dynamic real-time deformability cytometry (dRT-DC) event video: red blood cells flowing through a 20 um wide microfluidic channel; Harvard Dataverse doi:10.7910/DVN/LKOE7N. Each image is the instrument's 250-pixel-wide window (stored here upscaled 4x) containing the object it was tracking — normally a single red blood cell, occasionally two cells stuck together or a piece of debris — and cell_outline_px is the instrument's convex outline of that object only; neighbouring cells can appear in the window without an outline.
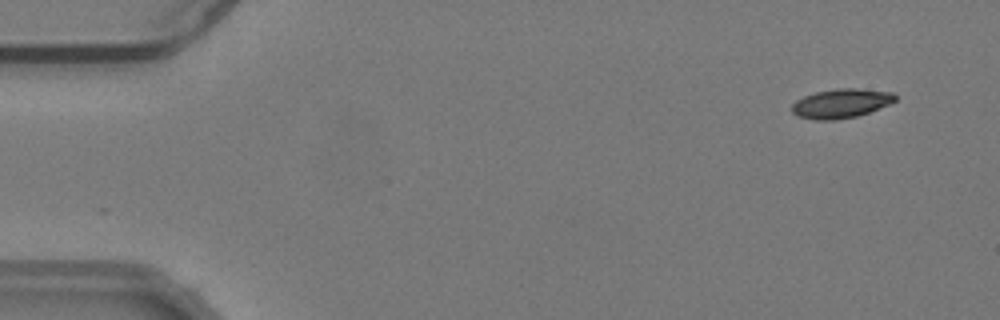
{"species": "common noctule bat (a hibernating species)", "species_latin": "Nyctalus noctula", "temperature_condition": "warm", "stored_images_in_passage": 51, "camera_frame_rate_fps": 3000, "um_per_image_px": 0.085, "animal": {"sex": "male", "body_mass_g": 19.2, "forearm_length_mm": 51.8}, "frame": {"image": 1, "passage_image": 1, "time_ms": 0.0, "image_size_px": [1000, 320], "cell_outline_px": [[896, 100], [888, 104], [868, 112], [856, 116], [836, 120], [816, 120], [800, 116], [792, 112], [792, 104], [796, 100], [804, 96], [816, 92], [836, 88], [856, 88], [892, 92], [896, 96]], "centroid_in_image_um": [71.48, 8.78], "position_along_channel_um": 13.5, "area_um2": 17.4}}
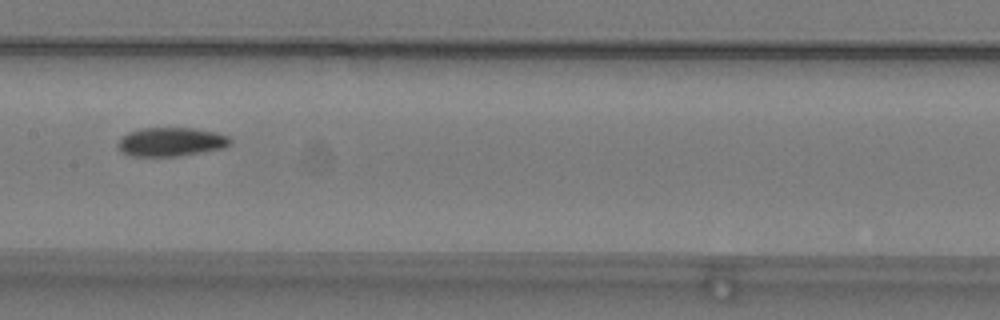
{"frame": {"image": 2, "passage_image": 25, "time_ms": 8.0, "image_size_px": [1000, 320], "cell_outline_px": [[232, 144], [224, 148], [180, 156], [132, 156], [120, 152], [116, 144], [128, 132], [140, 128], [196, 128], [216, 132], [228, 136], [232, 140]], "centroid_in_image_um": [14.55, 12.06], "position_along_channel_um": 192.8, "area_um2": 19.07}}
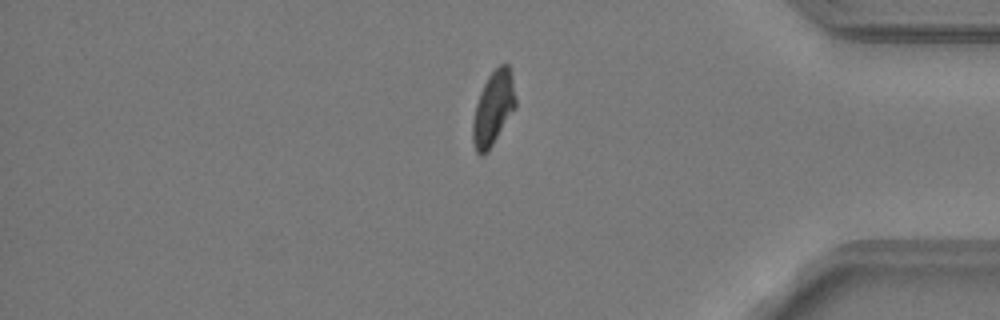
{"frame": {"image": 3, "passage_image": 43, "time_ms": 14.0, "image_size_px": [1000, 320], "cell_outline_px": [[516, 108], [488, 152], [484, 156], [480, 156], [476, 152], [472, 140], [472, 120], [476, 104], [480, 92], [488, 76], [500, 64], [508, 64], [512, 76], [516, 100]], "centroid_in_image_um": [41.92, 9.25], "position_along_channel_um": 393.3, "area_um2": 18.67}, "authors_computed_cell_mechanics": {"area_um2": 18.785, "velocity_mm_per_s": 3.8054, "shape_relaxation_time_tau1_ms": 5.9596, "shape_relaxation_time_tau2_ms": 7.9925, "deformation_change_tau1": 0.1573, "deformation_change_tau2": 0.1149}}